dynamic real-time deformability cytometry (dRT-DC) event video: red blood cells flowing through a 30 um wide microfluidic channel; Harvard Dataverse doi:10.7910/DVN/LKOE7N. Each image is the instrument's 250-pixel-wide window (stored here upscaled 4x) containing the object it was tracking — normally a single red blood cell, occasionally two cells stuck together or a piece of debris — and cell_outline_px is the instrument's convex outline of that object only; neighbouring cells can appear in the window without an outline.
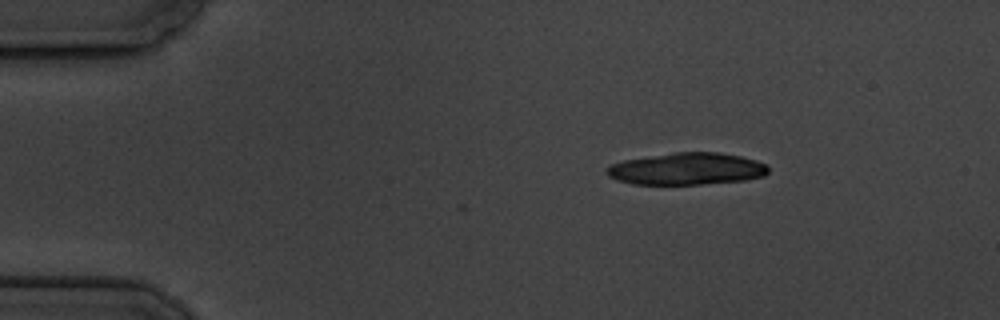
{"species": "common noctule bat (a hibernating species)", "species_latin": "Nyctalus noctula", "temperature_condition": "cold", "stored_images_in_passage": 9, "camera_frame_rate_fps": 3000, "um_per_image_px": 0.085, "animal": {"sex": "male", "body_mass_g": 19.5, "forearm_length_mm": 54.6}, "frame": {"image": 1, "passage_image": 2, "time_ms": 1.333, "image_size_px": [1000, 320], "cell_outline_px": [[768, 172], [764, 176], [744, 180], [700, 184], [632, 184], [616, 180], [608, 176], [604, 172], [604, 168], [612, 164], [624, 160], [676, 152], [720, 152], [740, 156], [756, 160], [768, 164]], "centroid_in_image_um": [58.36, 14.35], "position_along_channel_um": 26.6, "area_um2": 30.23}}
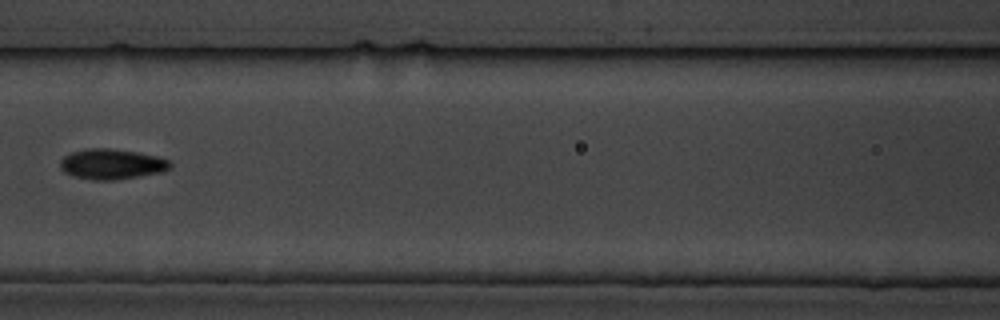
{"frame": {"image": 2, "passage_image": 7, "time_ms": 7.333, "image_size_px": [1000, 320], "cell_outline_px": [[172, 164], [164, 172], [116, 180], [92, 180], [72, 176], [64, 172], [60, 168], [60, 160], [64, 156], [72, 152], [84, 148], [108, 148], [136, 152], [156, 156], [168, 160]], "centroid_in_image_um": [9.46, 13.95], "position_along_channel_um": 157.1, "area_um2": 19.54}}
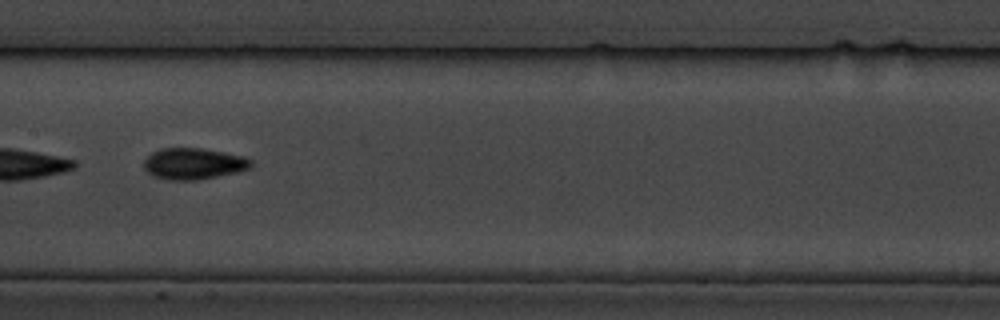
{"frame": {"image": 3, "passage_image": 8, "time_ms": 8.333, "image_size_px": [1000, 320], "cell_outline_px": [[252, 164], [248, 168], [236, 172], [196, 180], [168, 180], [152, 176], [144, 168], [144, 160], [152, 152], [160, 148], [200, 148], [224, 152], [244, 156], [252, 160]], "centroid_in_image_um": [16.42, 13.91], "position_along_channel_um": 191.0, "area_um2": 19.48}}